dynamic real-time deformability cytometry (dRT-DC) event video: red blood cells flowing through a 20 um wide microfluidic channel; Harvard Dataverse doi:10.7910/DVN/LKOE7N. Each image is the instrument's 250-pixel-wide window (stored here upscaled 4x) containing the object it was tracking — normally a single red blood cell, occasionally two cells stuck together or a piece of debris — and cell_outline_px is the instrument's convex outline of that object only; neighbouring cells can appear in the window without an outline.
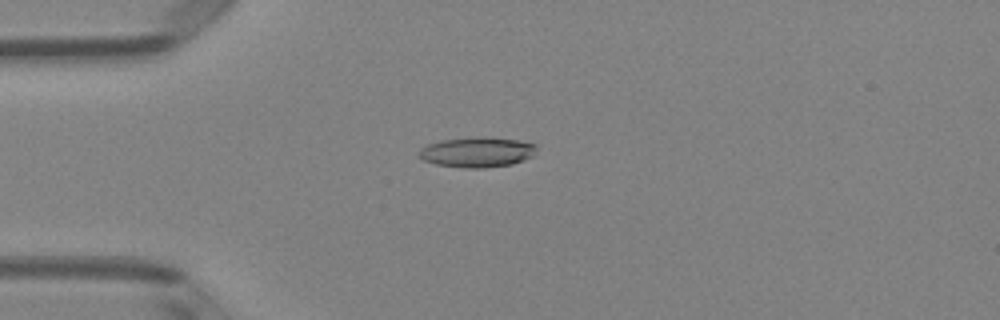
{"species": "Egyptian fruit bat (a non-hibernating species)", "species_latin": "Rousettus aegyptiacus", "temperature_condition": "room temperature", "stored_images_in_passage": 42, "camera_frame_rate_fps": 3000, "um_per_image_px": 0.085, "animal": {"sex": "female"}, "frame": {"image": 1, "passage_image": 5, "time_ms": 1.333, "image_size_px": [1000, 320], "cell_outline_px": [[536, 148], [532, 156], [524, 160], [512, 164], [484, 168], [464, 168], [436, 164], [424, 160], [416, 152], [420, 148], [428, 144], [440, 140], [484, 136], [516, 140], [536, 144]], "centroid_in_image_um": [40.53, 12.93], "position_along_channel_um": 44.5, "area_um2": 20.69}}
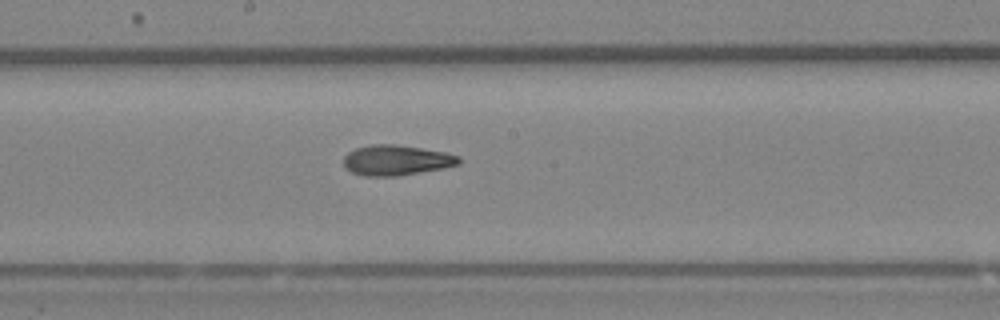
{"frame": {"image": 2, "passage_image": 19, "time_ms": 6.0, "image_size_px": [1000, 320], "cell_outline_px": [[460, 164], [444, 168], [396, 176], [364, 176], [352, 172], [344, 168], [344, 156], [348, 152], [356, 148], [372, 144], [392, 144], [420, 148], [444, 152], [460, 156]], "centroid_in_image_um": [33.67, 13.62], "position_along_channel_um": 214.5, "area_um2": 20.29}}
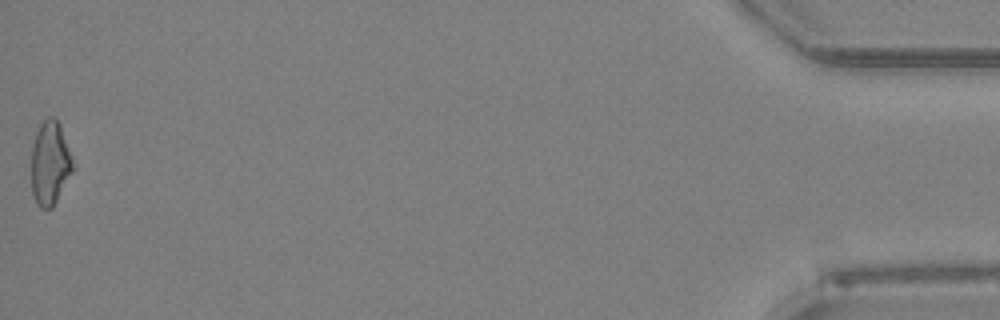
{"frame": {"image": 3, "passage_image": 42, "time_ms": 13.667, "image_size_px": [1000, 320], "cell_outline_px": [[72, 172], [52, 208], [40, 208], [36, 204], [32, 192], [32, 144], [36, 132], [40, 124], [48, 116], [52, 116], [60, 124], [72, 160]], "centroid_in_image_um": [4.22, 13.87], "position_along_channel_um": 431.0, "area_um2": 19.94}, "authors_computed_cell_mechanics": {"area_um2": 20.1144, "velocity_mm_per_s": 4.0885, "shape_relaxation_time_tau1_ms": 3.5514, "shape_relaxation_time_tau2_ms": 4.0026, "deformation_change_tau1": 0.1467, "deformation_change_tau2": 0.1416}}